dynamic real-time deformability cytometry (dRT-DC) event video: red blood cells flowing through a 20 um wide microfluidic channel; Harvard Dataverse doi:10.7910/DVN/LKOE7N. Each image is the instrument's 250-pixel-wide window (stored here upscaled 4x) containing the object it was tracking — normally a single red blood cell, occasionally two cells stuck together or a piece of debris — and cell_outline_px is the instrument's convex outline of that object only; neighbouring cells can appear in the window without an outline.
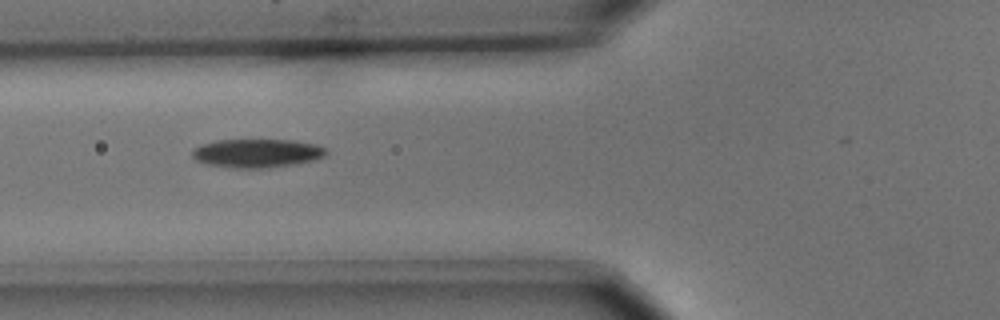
{"species": "common noctule bat (a hibernating species)", "species_latin": "Nyctalus noctula", "temperature_condition": "cold", "stored_images_in_passage": 6, "camera_frame_rate_fps": 3000, "um_per_image_px": 0.085, "animal": {"sex": "male", "body_mass_g": 15.6}, "frame": {"image": 1, "passage_image": 4, "time_ms": 1.0, "image_size_px": [1000, 320], "cell_outline_px": [[328, 152], [324, 156], [312, 160], [292, 164], [260, 168], [236, 168], [204, 164], [196, 160], [192, 156], [192, 148], [200, 144], [216, 140], [292, 140], [316, 144], [324, 148]], "centroid_in_image_um": [21.77, 13.01], "position_along_channel_um": 104.0, "area_um2": 22.25}}